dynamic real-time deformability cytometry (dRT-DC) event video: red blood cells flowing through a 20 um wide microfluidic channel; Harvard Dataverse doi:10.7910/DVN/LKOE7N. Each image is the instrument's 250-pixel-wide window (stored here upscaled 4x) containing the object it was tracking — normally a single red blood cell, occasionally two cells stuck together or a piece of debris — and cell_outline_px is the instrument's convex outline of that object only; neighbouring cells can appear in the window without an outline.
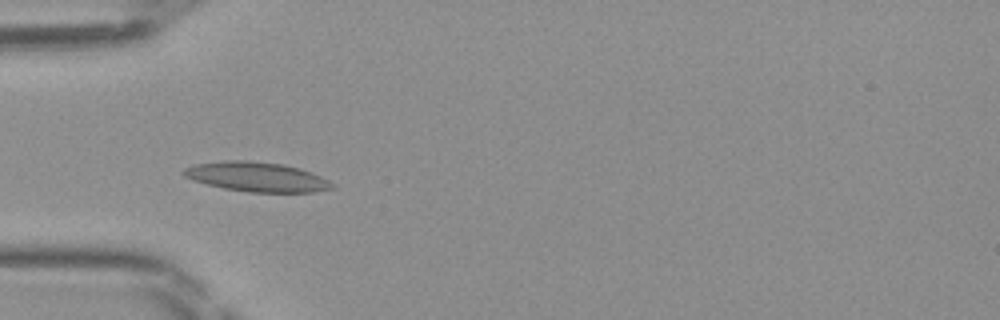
{"species": "Egyptian fruit bat (a non-hibernating species)", "species_latin": "Rousettus aegyptiacus", "temperature_condition": "room temperature", "stored_images_in_passage": 31, "camera_frame_rate_fps": 3000, "um_per_image_px": 0.085, "frame": {"image": 1, "passage_image": 6, "time_ms": 1.667, "image_size_px": [1000, 320], "cell_outline_px": [[336, 188], [312, 192], [248, 192], [224, 188], [192, 180], [184, 176], [180, 172], [184, 168], [196, 164], [224, 160], [248, 160], [284, 164], [300, 168], [320, 176], [336, 184]], "centroid_in_image_um": [21.83, 15.03], "position_along_channel_um": 63.2, "area_um2": 25.72}}
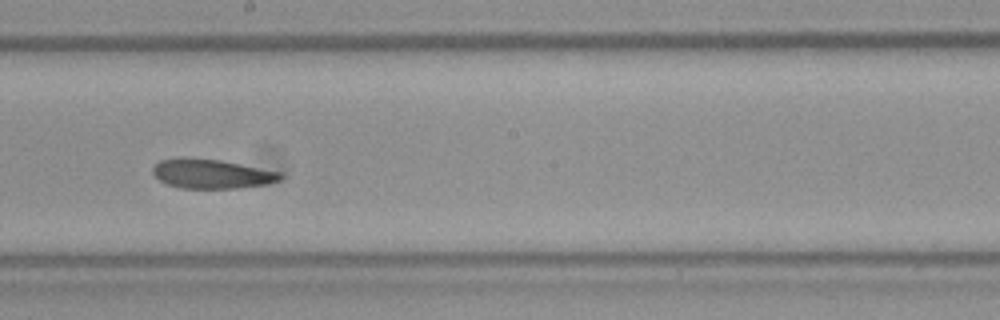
{"frame": {"image": 2, "passage_image": 18, "time_ms": 5.667, "image_size_px": [1000, 320], "cell_outline_px": [[284, 176], [280, 180], [264, 184], [236, 188], [180, 188], [168, 184], [160, 180], [152, 172], [152, 168], [160, 160], [180, 156], [184, 156], [220, 160], [280, 172]], "centroid_in_image_um": [17.94, 14.75], "position_along_channel_um": 230.3, "area_um2": 21.79}}
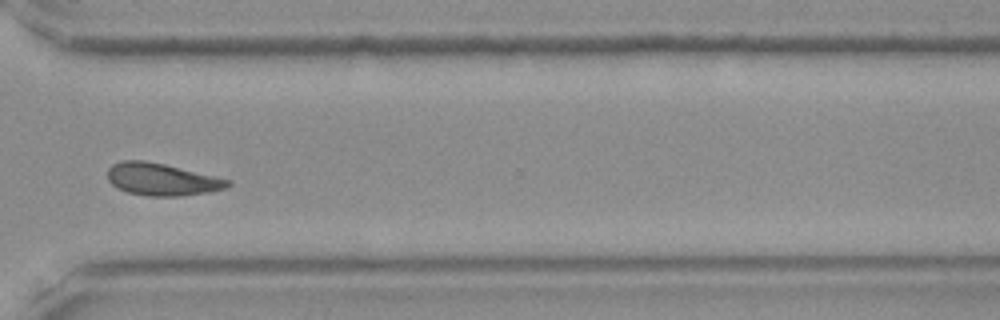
{"frame": {"image": 3, "passage_image": 27, "time_ms": 8.667, "image_size_px": [1000, 320], "cell_outline_px": [[232, 184], [228, 188], [208, 192], [180, 196], [148, 196], [128, 192], [116, 188], [108, 180], [108, 168], [112, 164], [120, 160], [144, 160], [164, 164], [232, 180]], "centroid_in_image_um": [13.76, 15.24], "position_along_channel_um": 356.8, "area_um2": 22.72}}